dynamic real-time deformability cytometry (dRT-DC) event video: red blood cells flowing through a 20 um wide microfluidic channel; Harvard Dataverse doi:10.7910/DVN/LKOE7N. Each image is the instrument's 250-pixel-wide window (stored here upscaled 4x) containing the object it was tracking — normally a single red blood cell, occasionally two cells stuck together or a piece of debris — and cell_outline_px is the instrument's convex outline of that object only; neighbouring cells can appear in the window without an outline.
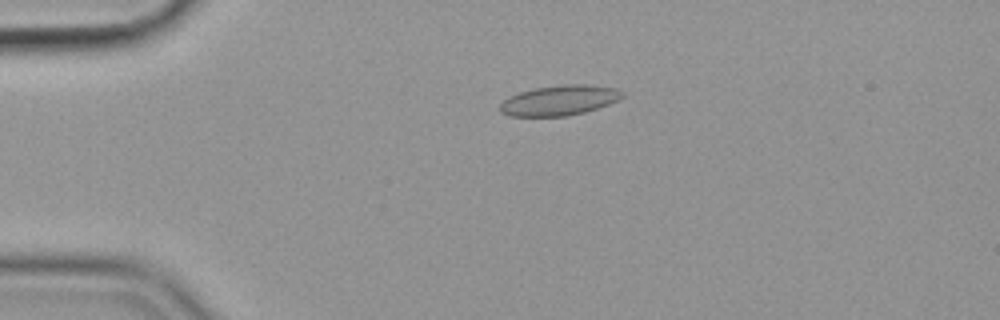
{"species": "common noctule bat (a hibernating species)", "species_latin": "Nyctalus noctula", "temperature_condition": "cold", "stored_images_in_passage": 48, "camera_frame_rate_fps": 3000, "um_per_image_px": 0.085, "animal": {"sex": "female", "body_mass_g": 19.9}, "frame": {"image": 1, "passage_image": 4, "time_ms": 1.0, "image_size_px": [1000, 320], "cell_outline_px": [[624, 96], [620, 100], [584, 112], [568, 116], [508, 116], [500, 112], [500, 104], [508, 96], [520, 92], [536, 88], [564, 84], [588, 84], [616, 88], [624, 92]], "centroid_in_image_um": [47.56, 8.52], "position_along_channel_um": 37.4, "area_um2": 21.56}}
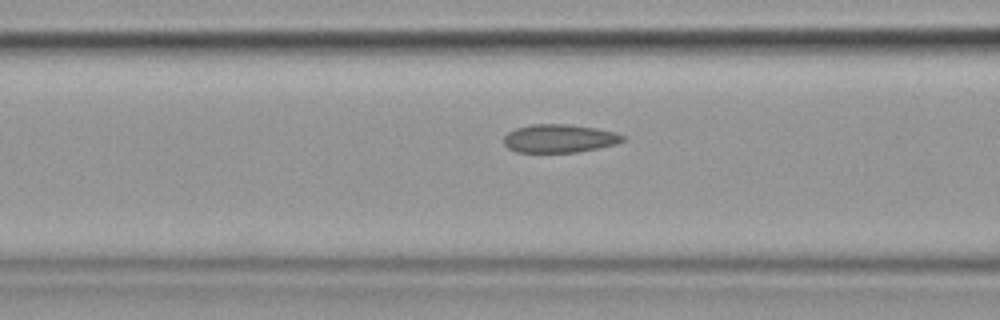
{"frame": {"image": 2, "passage_image": 14, "time_ms": 4.333, "image_size_px": [1000, 320], "cell_outline_px": [[624, 140], [616, 144], [600, 148], [576, 152], [516, 152], [508, 148], [504, 144], [504, 136], [508, 132], [516, 128], [532, 124], [572, 124], [596, 128], [616, 132], [624, 136]], "centroid_in_image_um": [47.55, 11.76], "position_along_channel_um": 119.1, "area_um2": 19.71}}
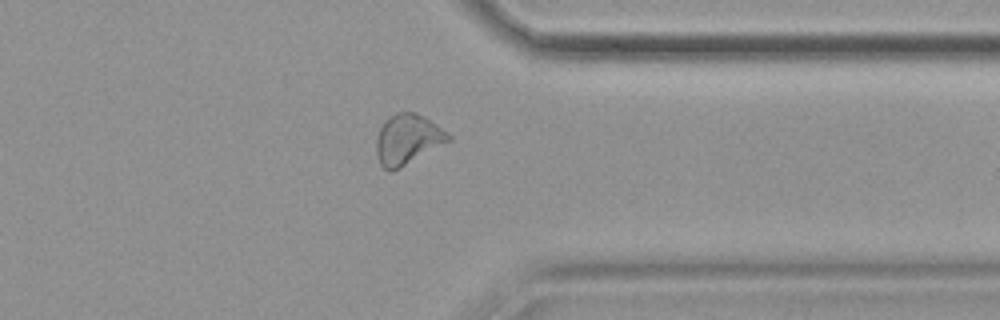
{"frame": {"image": 3, "passage_image": 36, "time_ms": 11.667, "image_size_px": [1000, 320], "cell_outline_px": [[452, 140], [400, 168], [392, 172], [388, 172], [380, 164], [376, 156], [376, 140], [380, 128], [384, 120], [396, 112], [416, 112], [424, 116], [448, 132], [452, 136]], "centroid_in_image_um": [34.64, 11.85], "position_along_channel_um": 376.8, "area_um2": 21.33}, "authors_computed_cell_mechanics": {"area_um2": 20.3456, "velocity_mm_per_s": 3.5663, "shape_relaxation_time_tau1_ms": null, "shape_relaxation_time_tau2_ms": 2.5818, "deformation_change_tau1": null, "deformation_change_tau2": 0.0652}}